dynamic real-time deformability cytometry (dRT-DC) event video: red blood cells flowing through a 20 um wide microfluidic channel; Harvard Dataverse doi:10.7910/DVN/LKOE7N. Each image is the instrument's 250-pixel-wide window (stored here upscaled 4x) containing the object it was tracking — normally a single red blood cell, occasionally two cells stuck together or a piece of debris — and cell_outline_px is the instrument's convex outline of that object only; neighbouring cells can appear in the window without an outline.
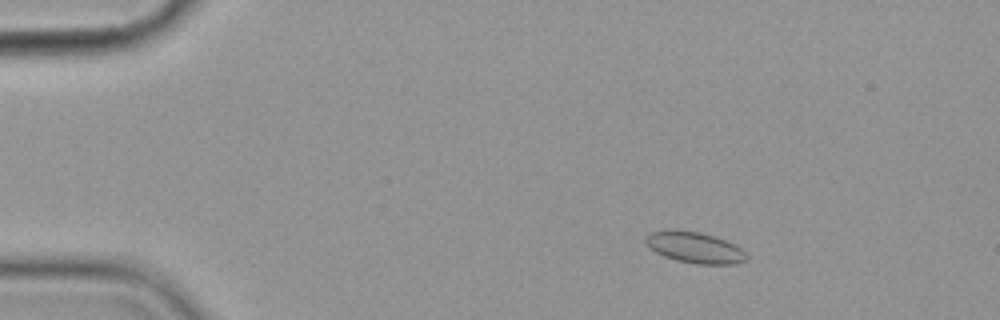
{"species": "common noctule bat (a hibernating species)", "species_latin": "Nyctalus noctula", "temperature_condition": "cold", "stored_images_in_passage": 5, "camera_frame_rate_fps": 3000, "um_per_image_px": 0.085, "animal": {"sex": "female", "body_mass_g": 19.9}, "frame": {"image": 1, "passage_image": 3, "time_ms": 2.333, "image_size_px": [1000, 320], "cell_outline_px": [[748, 260], [736, 264], [696, 264], [676, 260], [664, 256], [656, 252], [644, 240], [648, 232], [676, 228], [700, 232], [716, 236], [736, 244], [748, 256]], "centroid_in_image_um": [59.07, 21.01], "position_along_channel_um": 25.9, "area_um2": 18.61}}